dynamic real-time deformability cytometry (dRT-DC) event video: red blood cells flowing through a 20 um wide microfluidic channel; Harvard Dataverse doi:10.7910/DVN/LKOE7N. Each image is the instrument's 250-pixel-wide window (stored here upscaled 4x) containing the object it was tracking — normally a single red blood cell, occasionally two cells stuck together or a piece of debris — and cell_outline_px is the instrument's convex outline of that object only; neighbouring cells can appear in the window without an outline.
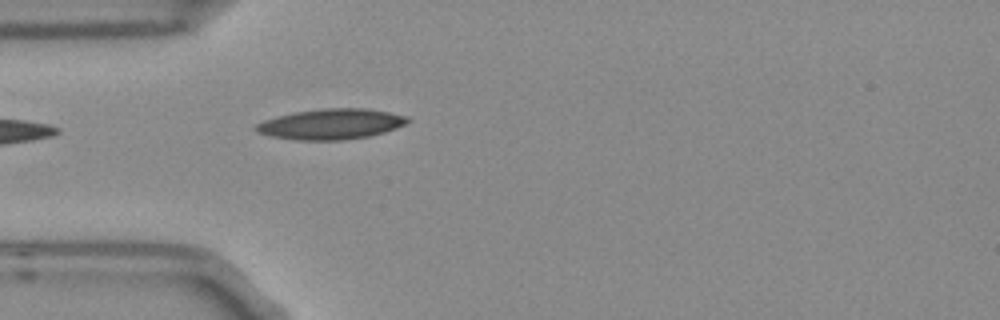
{"species": "Egyptian fruit bat (a non-hibernating species)", "species_latin": "Rousettus aegyptiacus", "temperature_condition": "room temperature", "stored_images_in_passage": 2, "camera_frame_rate_fps": 3000, "um_per_image_px": 0.085, "frame": {"image": 1, "passage_image": 2, "time_ms": 0.333, "image_size_px": [1000, 320], "cell_outline_px": [[412, 120], [408, 124], [384, 132], [368, 136], [344, 140], [296, 140], [272, 136], [256, 132], [252, 128], [256, 124], [264, 120], [276, 116], [296, 112], [324, 108], [364, 108], [388, 112], [408, 116]], "centroid_in_image_um": [28.15, 10.55], "position_along_channel_um": 56.8, "area_um2": 27.05}}